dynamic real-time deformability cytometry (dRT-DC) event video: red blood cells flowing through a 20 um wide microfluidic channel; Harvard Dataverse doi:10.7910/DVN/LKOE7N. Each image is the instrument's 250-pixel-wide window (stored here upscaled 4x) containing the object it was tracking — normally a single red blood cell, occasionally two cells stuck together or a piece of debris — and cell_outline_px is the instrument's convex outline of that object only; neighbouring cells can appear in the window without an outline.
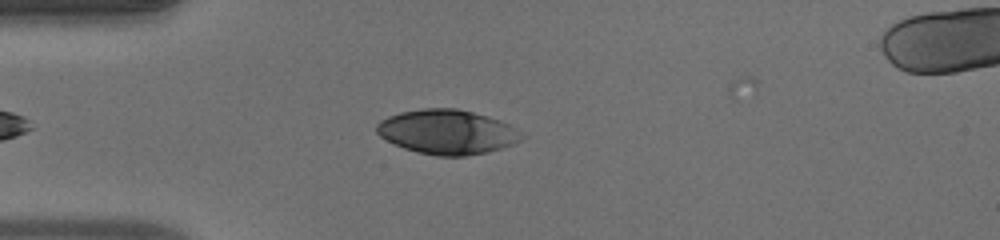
{"species": "human", "species_latin": "Homo sapiens", "temperature_condition": "warm", "stored_images_in_passage": 23, "camera_frame_rate_fps": 3000, "um_per_image_px": 0.085, "donor": {"sex": "male"}, "frame": {"image": 1, "passage_image": 4, "time_ms": 1.0, "image_size_px": [1000, 240], "cell_outline_px": [[524, 136], [520, 140], [512, 144], [500, 148], [484, 152], [464, 156], [436, 156], [416, 152], [404, 148], [380, 136], [376, 132], [376, 124], [380, 120], [388, 116], [400, 112], [424, 108], [456, 108], [472, 112], [500, 120], [508, 124]], "centroid_in_image_um": [37.96, 11.21], "position_along_channel_um": 47.0, "area_um2": 37.22}}
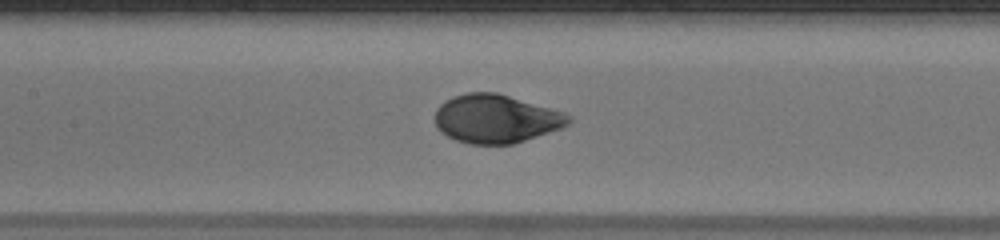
{"frame": {"image": 2, "passage_image": 14, "time_ms": 4.333, "image_size_px": [1000, 240], "cell_outline_px": [[572, 120], [568, 124], [560, 128], [512, 144], [468, 144], [456, 140], [440, 132], [436, 128], [436, 108], [444, 100], [452, 96], [468, 92], [496, 92], [564, 112], [572, 116]], "centroid_in_image_um": [42.12, 10.09], "position_along_channel_um": 165.3, "area_um2": 37.69}}
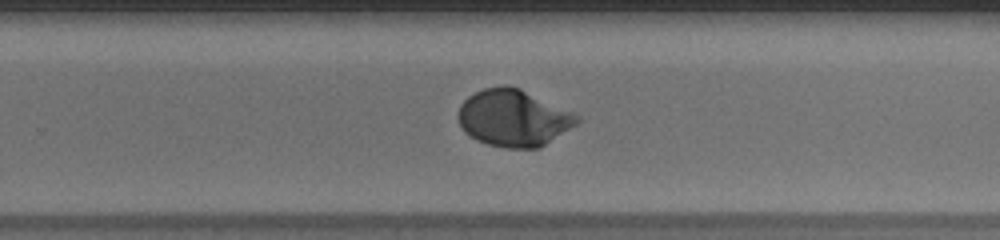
{"frame": {"image": 3, "passage_image": 23, "time_ms": 7.333, "image_size_px": [1000, 240], "cell_outline_px": [[580, 120], [576, 124], [540, 148], [504, 148], [488, 144], [476, 140], [464, 132], [456, 116], [460, 104], [468, 96], [484, 88], [504, 84], [508, 84], [520, 88], [572, 112], [580, 116]], "centroid_in_image_um": [43.61, 10.02], "position_along_channel_um": 286.2, "area_um2": 39.48}}